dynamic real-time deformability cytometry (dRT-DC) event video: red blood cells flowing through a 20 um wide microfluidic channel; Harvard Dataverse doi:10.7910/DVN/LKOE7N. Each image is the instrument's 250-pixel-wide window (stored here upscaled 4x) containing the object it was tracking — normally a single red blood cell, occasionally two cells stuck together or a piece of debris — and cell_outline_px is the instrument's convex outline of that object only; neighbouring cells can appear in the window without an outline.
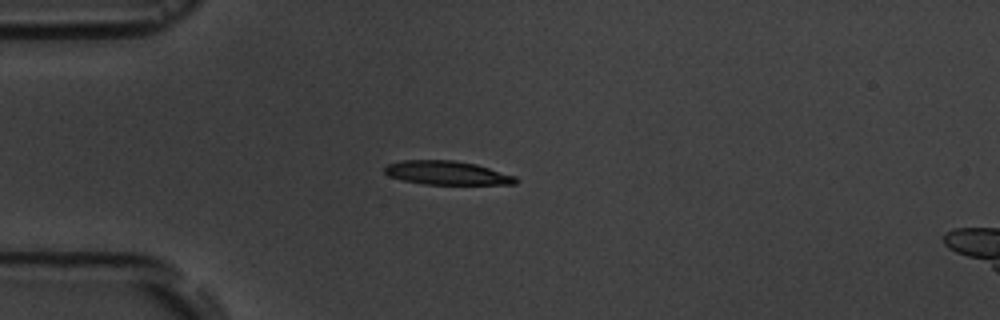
{"species": "common noctule bat (a hibernating species)", "species_latin": "Nyctalus noctula", "temperature_condition": "room temperature", "stored_images_in_passage": 10, "camera_frame_rate_fps": 3000, "um_per_image_px": 0.085, "animal": {"sex": "male", "body_mass_g": 19.5, "forearm_length_mm": 54.6}, "frame": {"image": 1, "passage_image": 4, "time_ms": 3.667, "image_size_px": [1000, 320], "cell_outline_px": [[520, 180], [516, 184], [424, 184], [404, 180], [388, 176], [384, 172], [384, 168], [388, 164], [404, 160], [452, 160], [476, 164], [516, 176]], "centroid_in_image_um": [38.01, 14.69], "position_along_channel_um": 47.0, "area_um2": 18.09}}
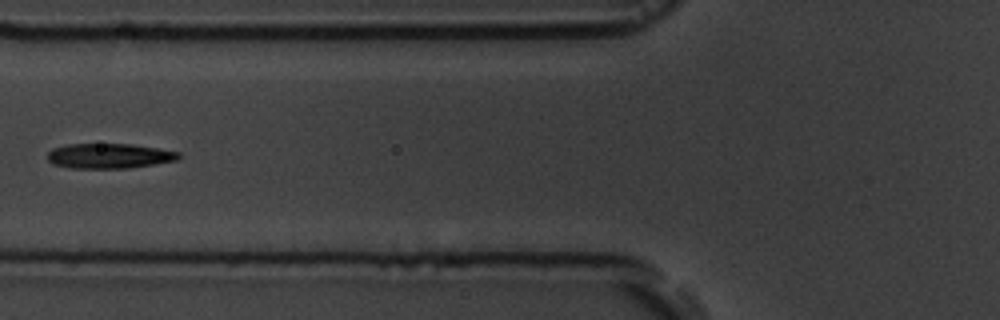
{"frame": {"image": 2, "passage_image": 6, "time_ms": 6.0, "image_size_px": [1000, 320], "cell_outline_px": [[180, 156], [176, 160], [128, 168], [68, 168], [52, 164], [48, 160], [48, 152], [52, 148], [68, 144], [132, 144], [180, 152]], "centroid_in_image_um": [9.23, 13.25], "position_along_channel_um": 116.6, "area_um2": 19.02}}
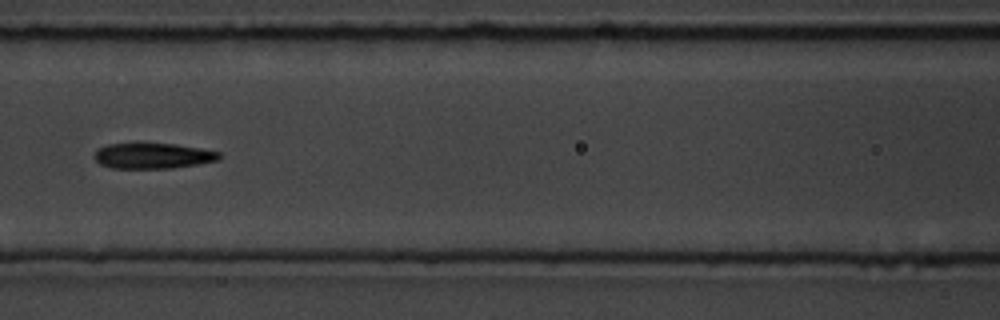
{"frame": {"image": 3, "passage_image": 7, "time_ms": 7.0, "image_size_px": [1000, 320], "cell_outline_px": [[220, 160], [172, 168], [108, 168], [100, 164], [96, 160], [96, 148], [108, 144], [172, 144], [200, 148], [220, 152]], "centroid_in_image_um": [12.99, 13.25], "position_along_channel_um": 153.6, "area_um2": 18.38}}